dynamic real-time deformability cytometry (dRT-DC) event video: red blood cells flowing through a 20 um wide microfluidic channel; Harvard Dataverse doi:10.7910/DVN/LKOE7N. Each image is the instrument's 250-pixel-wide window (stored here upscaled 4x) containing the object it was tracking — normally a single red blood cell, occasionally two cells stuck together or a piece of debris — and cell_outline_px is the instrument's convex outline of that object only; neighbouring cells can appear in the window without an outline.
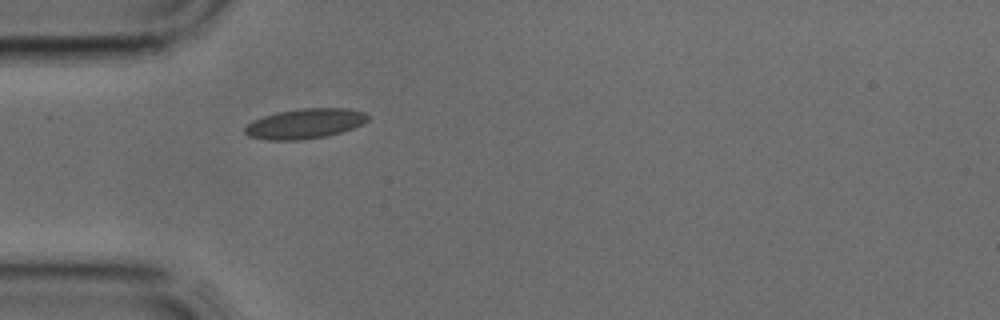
{"species": "common noctule bat (a hibernating species)", "species_latin": "Nyctalus noctula", "temperature_condition": "cold", "stored_images_in_passage": 1, "camera_frame_rate_fps": 3000, "um_per_image_px": 0.085, "animal": {"sex": "male", "body_mass_g": 17.9, "forearm_length_mm": 54.2}, "frame": {"image": 1, "passage_image": 1, "time_ms": 0.0, "image_size_px": [1000, 320], "cell_outline_px": [[368, 120], [352, 128], [328, 136], [300, 140], [268, 140], [248, 136], [244, 132], [244, 128], [252, 120], [276, 112], [304, 108], [348, 108], [364, 112], [368, 116]], "centroid_in_image_um": [25.89, 10.51], "position_along_channel_um": 59.1, "area_um2": 21.44}}